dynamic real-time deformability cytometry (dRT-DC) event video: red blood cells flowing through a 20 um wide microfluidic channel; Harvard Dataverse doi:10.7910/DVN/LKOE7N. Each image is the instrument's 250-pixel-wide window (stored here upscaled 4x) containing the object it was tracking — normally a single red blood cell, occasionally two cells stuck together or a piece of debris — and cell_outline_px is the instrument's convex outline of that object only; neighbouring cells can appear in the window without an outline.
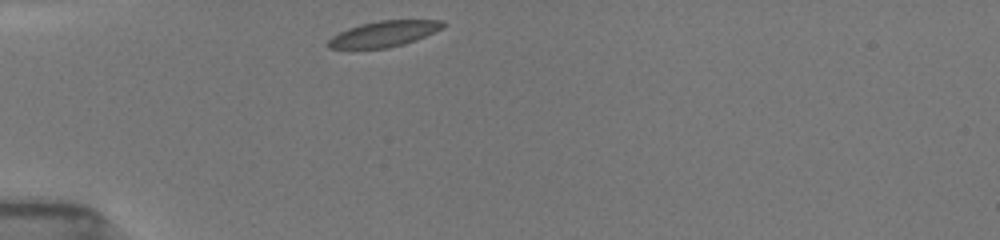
{"species": "common noctule bat (a hibernating species)", "species_latin": "Nyctalus noctula", "temperature_condition": "room temperature", "stored_images_in_passage": 10, "camera_frame_rate_fps": 3000, "um_per_image_px": 0.085, "animal": {"sex": "female", "body_mass_g": 19.5, "forearm_length_mm": 54.1}, "frame": {"image": 1, "passage_image": 1, "time_ms": 0.0, "image_size_px": [1000, 240], "cell_outline_px": [[448, 24], [444, 28], [416, 40], [404, 44], [388, 48], [328, 48], [324, 44], [332, 36], [348, 28], [360, 24], [380, 20], [444, 20]], "centroid_in_image_um": [32.67, 2.87], "position_along_channel_um": 52.3, "area_um2": 17.4}}
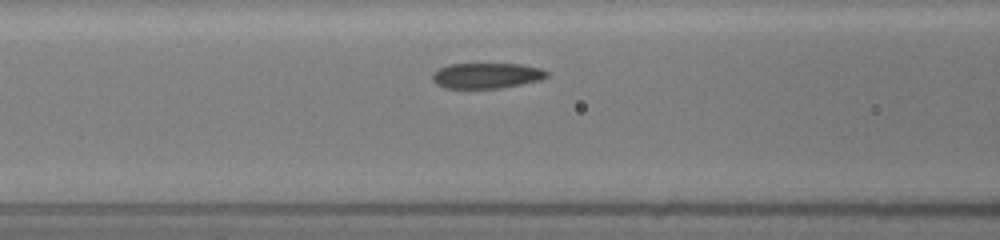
{"frame": {"image": 2, "passage_image": 7, "time_ms": 2.333, "image_size_px": [1000, 240], "cell_outline_px": [[548, 76], [540, 80], [500, 88], [444, 88], [436, 84], [432, 80], [432, 72], [440, 68], [452, 64], [520, 64], [540, 68], [548, 72]], "centroid_in_image_um": [41.34, 6.43], "position_along_channel_um": 125.3, "area_um2": 16.94}}
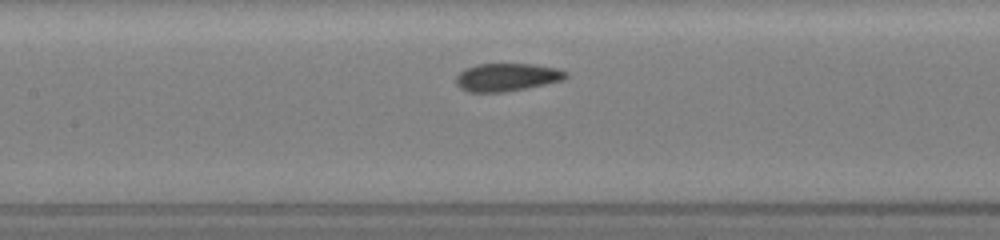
{"frame": {"image": 3, "passage_image": 10, "time_ms": 3.333, "image_size_px": [1000, 240], "cell_outline_px": [[568, 76], [564, 80], [528, 88], [504, 92], [468, 92], [460, 88], [456, 84], [456, 76], [464, 68], [476, 64], [532, 64], [560, 68], [568, 72]], "centroid_in_image_um": [43.11, 6.56], "position_along_channel_um": 164.3, "area_um2": 18.15}}